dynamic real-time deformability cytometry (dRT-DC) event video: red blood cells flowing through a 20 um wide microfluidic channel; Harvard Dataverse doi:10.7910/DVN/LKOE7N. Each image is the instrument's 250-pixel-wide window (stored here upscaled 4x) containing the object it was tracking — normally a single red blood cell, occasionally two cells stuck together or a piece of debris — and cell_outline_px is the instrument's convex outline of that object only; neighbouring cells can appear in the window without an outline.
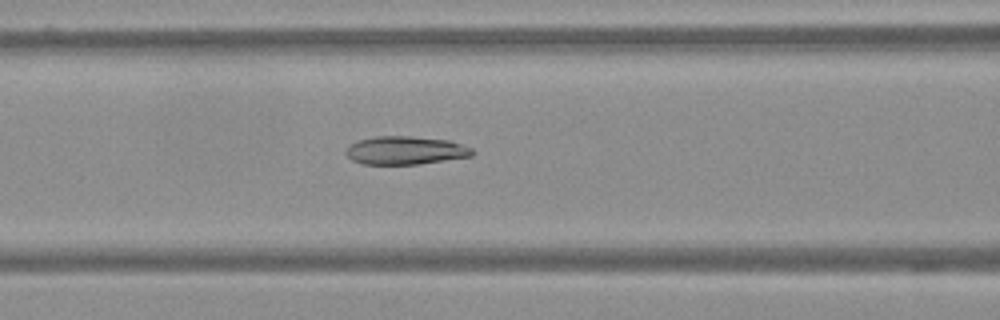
{"species": "Egyptian fruit bat (a non-hibernating species)", "species_latin": "Rousettus aegyptiacus", "temperature_condition": "warm", "stored_images_in_passage": 41, "camera_frame_rate_fps": 3000, "um_per_image_px": 0.085, "frame": {"image": 1, "passage_image": 6, "time_ms": 1.667, "image_size_px": [1000, 320], "cell_outline_px": [[476, 152], [472, 156], [420, 164], [360, 164], [352, 160], [344, 152], [352, 144], [360, 140], [376, 136], [408, 136], [448, 140], [472, 148]], "centroid_in_image_um": [34.48, 12.79], "position_along_channel_um": 132.1, "area_um2": 20.69}}
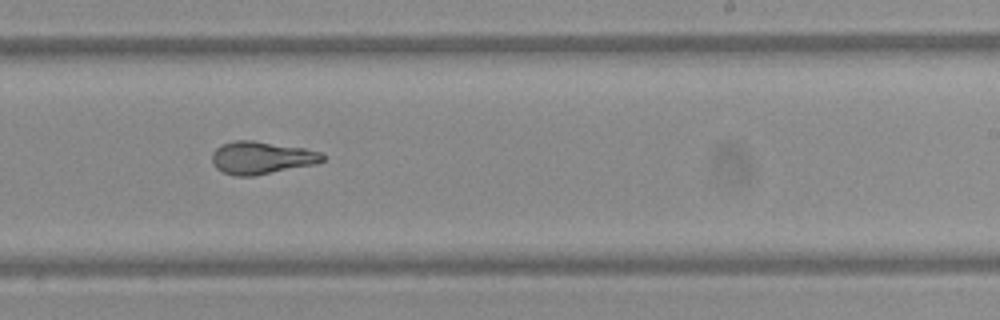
{"frame": {"image": 2, "passage_image": 18, "time_ms": 5.667, "image_size_px": [1000, 320], "cell_outline_px": [[328, 156], [324, 160], [316, 164], [256, 176], [236, 176], [224, 172], [216, 168], [212, 164], [212, 152], [220, 144], [236, 140], [252, 140], [304, 148], [320, 152]], "centroid_in_image_um": [22.24, 13.41], "position_along_channel_um": 266.8, "area_um2": 21.27}}
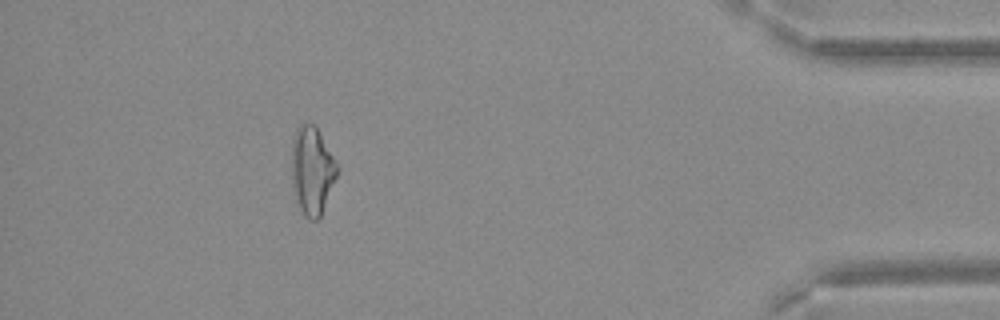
{"frame": {"image": 3, "passage_image": 35, "time_ms": 11.333, "image_size_px": [1000, 320], "cell_outline_px": [[340, 168], [320, 216], [316, 220], [312, 220], [304, 216], [292, 192], [292, 136], [296, 128], [300, 124], [316, 124], [336, 160]], "centroid_in_image_um": [26.52, 14.45], "position_along_channel_um": 408.7, "area_um2": 23.64}}